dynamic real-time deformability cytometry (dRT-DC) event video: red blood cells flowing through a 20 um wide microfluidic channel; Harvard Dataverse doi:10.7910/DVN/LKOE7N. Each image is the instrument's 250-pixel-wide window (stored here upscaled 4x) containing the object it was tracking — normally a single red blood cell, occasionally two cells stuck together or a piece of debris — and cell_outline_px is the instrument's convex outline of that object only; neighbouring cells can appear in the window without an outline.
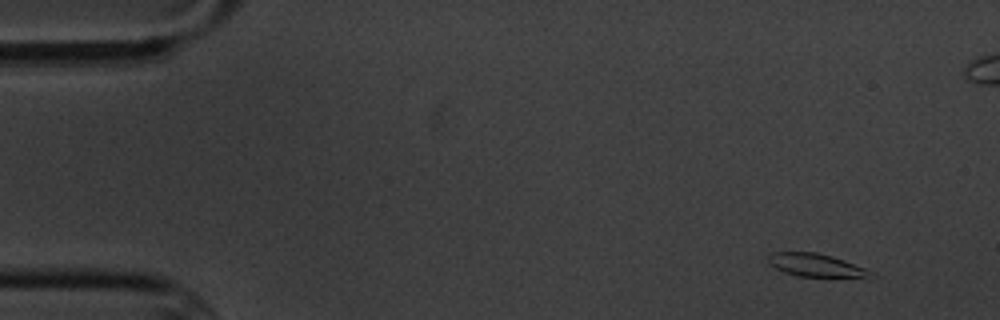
{"species": "common noctule bat (a hibernating species)", "species_latin": "Nyctalus noctula", "temperature_condition": "cold", "stored_images_in_passage": 10, "camera_frame_rate_fps": 3000, "um_per_image_px": 0.085, "animal": {"sex": "male", "body_mass_g": 20.1, "forearm_length_mm": 53.5}, "frame": {"image": 1, "passage_image": 1, "time_ms": 0.0, "image_size_px": [1000, 320], "cell_outline_px": [[880, 276], [800, 276], [784, 272], [768, 264], [768, 256], [772, 252], [816, 252], [832, 256], [868, 268]], "centroid_in_image_um": [69.37, 22.52], "position_along_channel_um": 15.6, "area_um2": 13.64}}
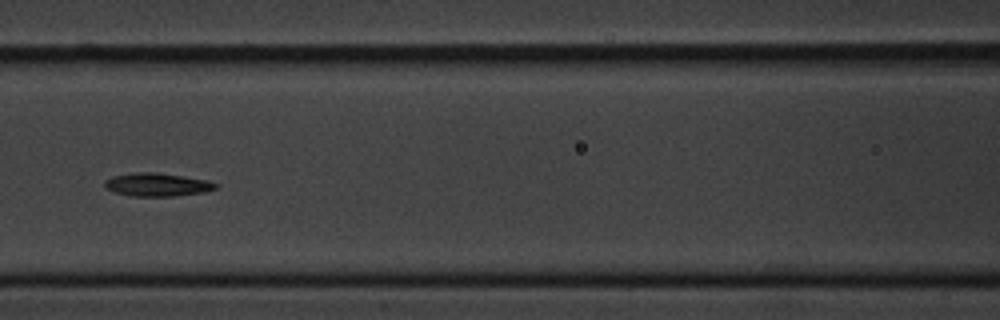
{"frame": {"image": 2, "passage_image": 7, "time_ms": 7.0, "image_size_px": [1000, 320], "cell_outline_px": [[220, 184], [216, 188], [204, 192], [172, 196], [132, 196], [112, 192], [104, 188], [104, 180], [112, 176], [136, 172], [156, 172], [184, 176], [204, 180]], "centroid_in_image_um": [13.3, 15.69], "position_along_channel_um": 153.3, "area_um2": 15.09}}
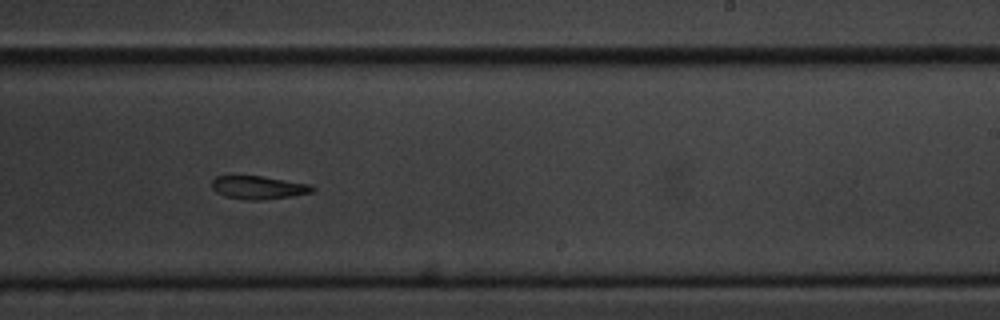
{"frame": {"image": 3, "passage_image": 10, "time_ms": 10.333, "image_size_px": [1000, 320], "cell_outline_px": [[316, 188], [312, 192], [292, 196], [260, 200], [248, 200], [224, 196], [216, 192], [212, 188], [212, 180], [216, 176], [260, 176], [312, 184]], "centroid_in_image_um": [21.98, 15.94], "position_along_channel_um": 267.0, "area_um2": 13.58}}